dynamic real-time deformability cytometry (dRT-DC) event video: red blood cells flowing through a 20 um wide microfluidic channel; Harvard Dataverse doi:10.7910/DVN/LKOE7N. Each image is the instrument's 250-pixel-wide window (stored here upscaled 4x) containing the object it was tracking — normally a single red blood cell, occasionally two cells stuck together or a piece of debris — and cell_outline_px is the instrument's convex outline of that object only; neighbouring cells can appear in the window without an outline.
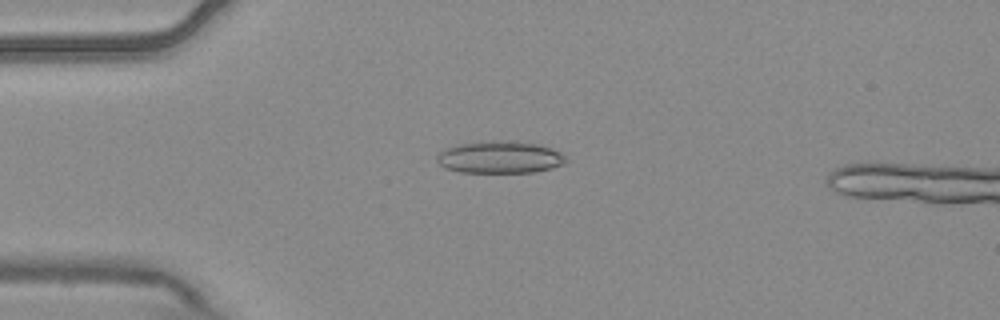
{"species": "common noctule bat (a hibernating species)", "species_latin": "Nyctalus noctula", "temperature_condition": "warm", "stored_images_in_passage": 10, "camera_frame_rate_fps": 3000, "um_per_image_px": 0.085, "animal": {"sex": "male", "body_mass_g": 20.4}, "frame": {"image": 1, "passage_image": 4, "time_ms": 1.0, "image_size_px": [1000, 320], "cell_outline_px": [[568, 160], [564, 164], [552, 168], [532, 172], [460, 172], [444, 168], [436, 160], [436, 156], [440, 152], [448, 148], [460, 144], [492, 140], [516, 140], [536, 144], [552, 148], [560, 152]], "centroid_in_image_um": [42.51, 13.36], "position_along_channel_um": 42.5, "area_um2": 24.28}}
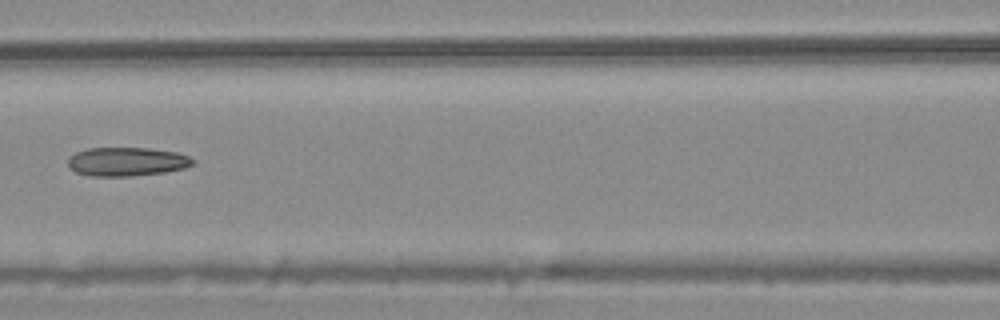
{"frame": {"image": 2, "passage_image": 7, "time_ms": 2.0, "image_size_px": [1000, 320], "cell_outline_px": [[196, 160], [192, 164], [184, 168], [164, 172], [132, 176], [88, 176], [76, 172], [68, 164], [68, 160], [76, 152], [88, 148], [148, 148], [176, 152], [188, 156]], "centroid_in_image_um": [10.79, 13.74], "position_along_channel_um": 155.8, "area_um2": 20.81}}
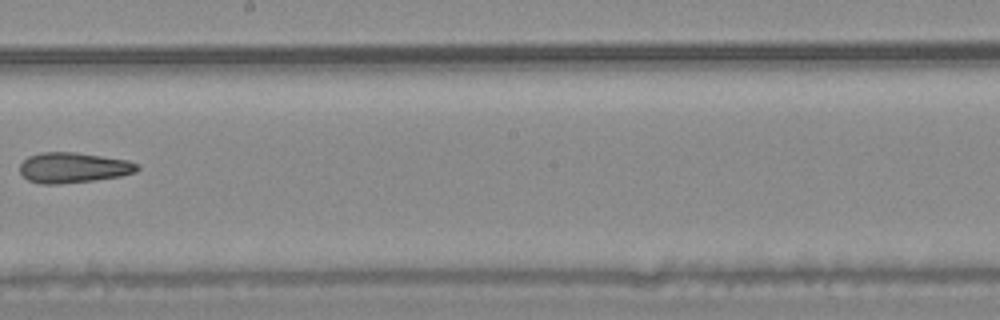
{"frame": {"image": 3, "passage_image": 9, "time_ms": 2.667, "image_size_px": [1000, 320], "cell_outline_px": [[140, 168], [136, 172], [120, 176], [92, 180], [56, 184], [40, 184], [28, 180], [20, 172], [20, 164], [28, 156], [40, 152], [76, 152], [128, 160], [140, 164]], "centroid_in_image_um": [6.24, 14.24], "position_along_channel_um": 242.0, "area_um2": 20.81}}